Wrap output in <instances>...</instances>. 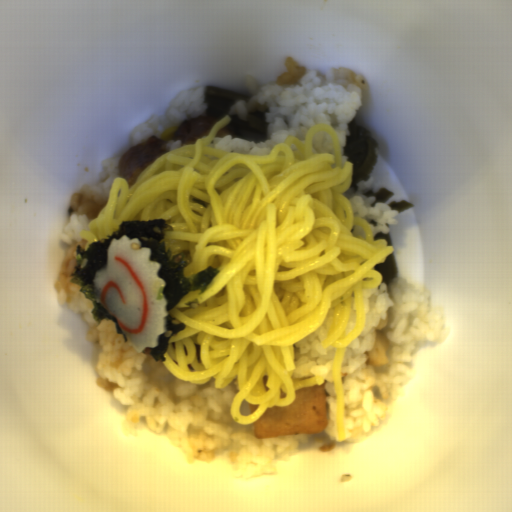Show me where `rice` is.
<instances>
[{
	"mask_svg": "<svg viewBox=\"0 0 512 512\" xmlns=\"http://www.w3.org/2000/svg\"><path fill=\"white\" fill-rule=\"evenodd\" d=\"M166 153L169 152V151H172L174 149H177L179 147H182L184 145H182L181 141H177L174 139V136L171 137L170 139H168L167 141H165L164 143H162Z\"/></svg>",
	"mask_w": 512,
	"mask_h": 512,
	"instance_id": "obj_7",
	"label": "rice"
},
{
	"mask_svg": "<svg viewBox=\"0 0 512 512\" xmlns=\"http://www.w3.org/2000/svg\"><path fill=\"white\" fill-rule=\"evenodd\" d=\"M362 292L365 328L346 346L341 362L346 443L363 441L401 397L416 352L447 337L445 307L431 299L428 287L397 274L391 283L381 281L379 287ZM382 319L388 320L389 361L378 369L367 364L364 353L372 350Z\"/></svg>",
	"mask_w": 512,
	"mask_h": 512,
	"instance_id": "obj_2",
	"label": "rice"
},
{
	"mask_svg": "<svg viewBox=\"0 0 512 512\" xmlns=\"http://www.w3.org/2000/svg\"><path fill=\"white\" fill-rule=\"evenodd\" d=\"M122 155L102 160L103 170L97 180L82 184L71 196L60 234L66 255L53 284L57 303L82 316L87 338L96 347L95 382L123 406L122 434L134 437L145 424L174 444L187 464L209 463L224 456L238 479L277 474L276 463L292 458L313 433L257 438L254 422L237 424L230 416V403L239 392L237 374L223 388H215L214 377L194 385L173 376L162 361H154L151 348L137 352L129 346L110 319L105 317L98 324L91 313L94 303L80 292L79 284L71 282L77 245L86 252L90 245L80 232L90 231L89 222L108 202L113 180L119 177Z\"/></svg>",
	"mask_w": 512,
	"mask_h": 512,
	"instance_id": "obj_1",
	"label": "rice"
},
{
	"mask_svg": "<svg viewBox=\"0 0 512 512\" xmlns=\"http://www.w3.org/2000/svg\"><path fill=\"white\" fill-rule=\"evenodd\" d=\"M372 190L371 174L365 181H361L357 185V190L353 191L350 187L344 194L349 199L353 208L354 217H362L372 228L373 238L377 233H386L390 231V226H396L399 223V210H392L387 202H378L371 205L375 197L364 196L368 191Z\"/></svg>",
	"mask_w": 512,
	"mask_h": 512,
	"instance_id": "obj_6",
	"label": "rice"
},
{
	"mask_svg": "<svg viewBox=\"0 0 512 512\" xmlns=\"http://www.w3.org/2000/svg\"><path fill=\"white\" fill-rule=\"evenodd\" d=\"M283 63L285 72L274 81L262 83L257 77H246L244 92L248 93V98L238 100L227 110L248 119L252 104L267 105L266 139L251 143L218 136L213 137L208 145L227 152L268 156L275 145L285 143L287 136H297L304 144L314 123H327L338 135L341 167H345L348 122L362 108L367 89L364 74L347 66L312 70L290 57Z\"/></svg>",
	"mask_w": 512,
	"mask_h": 512,
	"instance_id": "obj_3",
	"label": "rice"
},
{
	"mask_svg": "<svg viewBox=\"0 0 512 512\" xmlns=\"http://www.w3.org/2000/svg\"><path fill=\"white\" fill-rule=\"evenodd\" d=\"M333 318V308L329 309L321 326L293 344L295 370L291 376L302 380L319 375L324 378L323 387L326 399L327 425L322 431L326 437L340 442L337 434V396L334 391L333 361L335 347L322 348L321 342L327 335Z\"/></svg>",
	"mask_w": 512,
	"mask_h": 512,
	"instance_id": "obj_4",
	"label": "rice"
},
{
	"mask_svg": "<svg viewBox=\"0 0 512 512\" xmlns=\"http://www.w3.org/2000/svg\"><path fill=\"white\" fill-rule=\"evenodd\" d=\"M206 88L188 87L176 94L164 113L151 115L134 127L129 137V147L151 136H160L168 128L179 125L181 120L195 117L206 110Z\"/></svg>",
	"mask_w": 512,
	"mask_h": 512,
	"instance_id": "obj_5",
	"label": "rice"
}]
</instances>
